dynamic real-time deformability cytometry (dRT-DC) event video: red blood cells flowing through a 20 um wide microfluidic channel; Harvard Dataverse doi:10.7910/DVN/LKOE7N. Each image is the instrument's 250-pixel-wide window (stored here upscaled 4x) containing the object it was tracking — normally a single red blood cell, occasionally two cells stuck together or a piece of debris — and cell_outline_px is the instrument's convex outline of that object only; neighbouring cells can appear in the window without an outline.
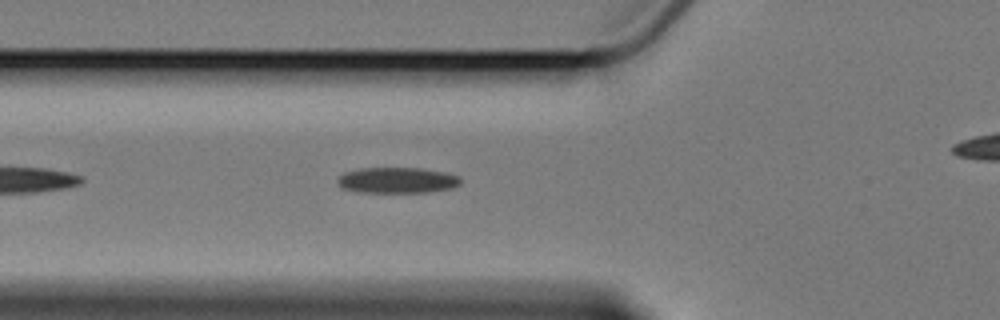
{"species": "Egyptian fruit bat (a non-hibernating species)", "species_latin": "Rousettus aegyptiacus", "temperature_condition": "cold", "stored_images_in_passage": 5, "camera_frame_rate_fps": 3000, "um_per_image_px": 0.085, "animal": {"sex": "female"}, "frame": {"image": 1, "passage_image": 5, "time_ms": 5.333, "image_size_px": [1000, 320], "cell_outline_px": [[460, 184], [452, 188], [428, 192], [360, 192], [340, 188], [336, 180], [344, 172], [356, 168], [420, 168], [444, 172], [460, 176]], "centroid_in_image_um": [33.73, 15.32], "position_along_channel_um": 92.1, "area_um2": 18.61}}